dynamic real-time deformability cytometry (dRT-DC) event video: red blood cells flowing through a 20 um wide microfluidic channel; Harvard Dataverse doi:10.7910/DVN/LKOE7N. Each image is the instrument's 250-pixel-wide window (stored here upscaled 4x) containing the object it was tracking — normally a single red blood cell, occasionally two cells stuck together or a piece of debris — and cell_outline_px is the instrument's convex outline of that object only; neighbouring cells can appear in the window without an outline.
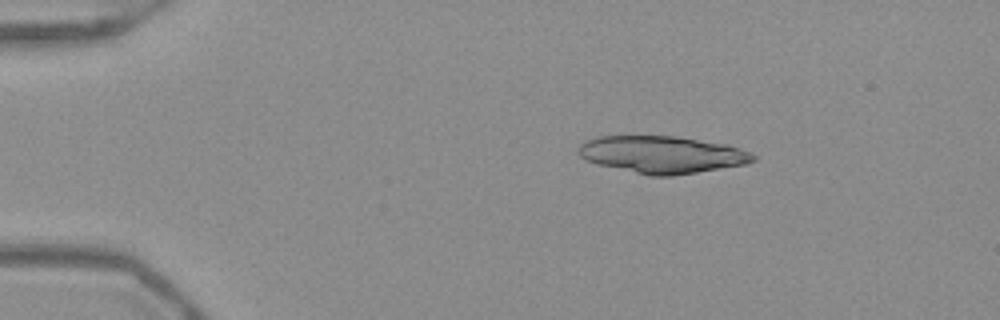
{"species": "Egyptian fruit bat (a non-hibernating species)", "species_latin": "Rousettus aegyptiacus", "temperature_condition": "warm", "stored_images_in_passage": 51, "camera_frame_rate_fps": 3000, "um_per_image_px": 0.085, "frame": {"image": 1, "passage_image": 9, "time_ms": 2.667, "image_size_px": [1000, 320], "cell_outline_px": [[756, 160], [744, 164], [672, 176], [652, 176], [596, 164], [584, 160], [580, 156], [580, 144], [584, 140], [596, 136], [676, 136], [728, 144], [740, 148], [756, 156]], "centroid_in_image_um": [56.25, 13.13], "position_along_channel_um": 28.7, "area_um2": 37.8}}